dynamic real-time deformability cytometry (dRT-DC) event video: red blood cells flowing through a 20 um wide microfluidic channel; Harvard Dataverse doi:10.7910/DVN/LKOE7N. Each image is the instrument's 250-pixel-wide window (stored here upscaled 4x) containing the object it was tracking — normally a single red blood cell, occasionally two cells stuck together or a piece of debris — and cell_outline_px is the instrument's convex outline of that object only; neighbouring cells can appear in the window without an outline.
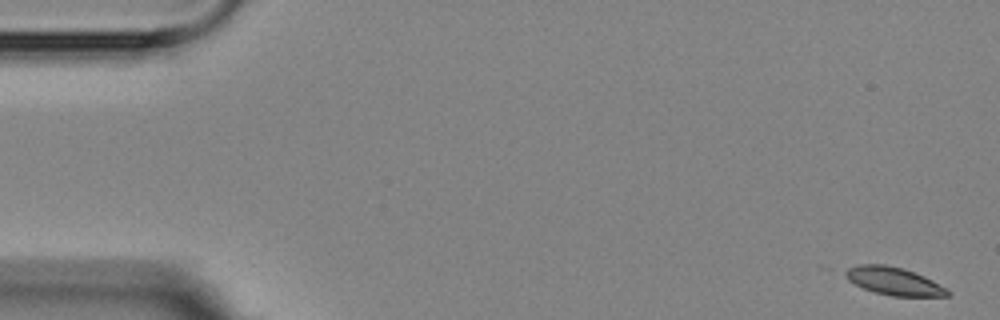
{"species": "Egyptian fruit bat (a non-hibernating species)", "species_latin": "Rousettus aegyptiacus", "temperature_condition": "room temperature", "stored_images_in_passage": 3, "camera_frame_rate_fps": 3000, "um_per_image_px": 0.085, "animal": {"sex": "female"}, "frame": {"image": 1, "passage_image": 1, "time_ms": 0.0, "image_size_px": [1000, 320], "cell_outline_px": [[952, 292], [948, 296], [892, 296], [876, 292], [864, 288], [848, 280], [844, 276], [844, 272], [848, 268], [856, 264], [884, 264], [904, 268], [924, 276], [948, 288]], "centroid_in_image_um": [76.0, 23.88], "position_along_channel_um": 9.0, "area_um2": 16.65}}